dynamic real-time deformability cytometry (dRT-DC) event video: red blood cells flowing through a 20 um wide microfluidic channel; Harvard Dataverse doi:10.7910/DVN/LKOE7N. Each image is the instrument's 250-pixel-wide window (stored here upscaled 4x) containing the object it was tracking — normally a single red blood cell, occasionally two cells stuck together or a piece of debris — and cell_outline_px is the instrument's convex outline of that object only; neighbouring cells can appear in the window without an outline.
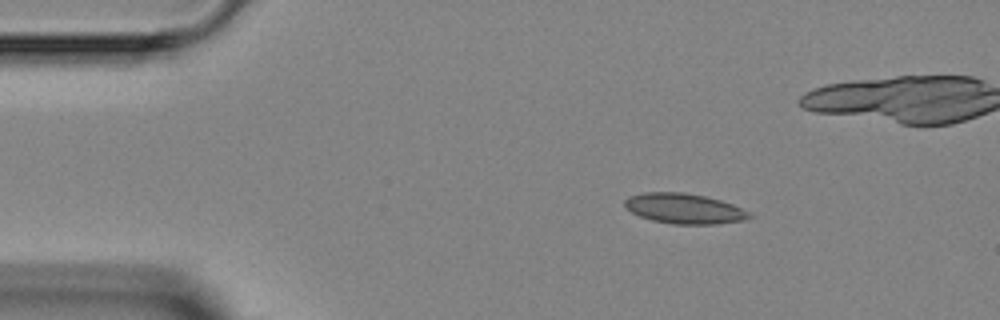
{"species": "Egyptian fruit bat (a non-hibernating species)", "species_latin": "Rousettus aegyptiacus", "temperature_condition": "room temperature", "stored_images_in_passage": 4, "camera_frame_rate_fps": 3000, "um_per_image_px": 0.085, "animal": {"sex": "female"}, "frame": {"image": 1, "passage_image": 1, "time_ms": 0.0, "image_size_px": [1000, 320], "cell_outline_px": [[752, 216], [748, 220], [716, 224], [672, 224], [652, 220], [640, 216], [624, 208], [624, 200], [628, 196], [644, 192], [684, 192], [704, 196], [720, 200], [732, 204], [748, 212]], "centroid_in_image_um": [58.13, 17.73], "position_along_channel_um": 26.9, "area_um2": 22.02}}
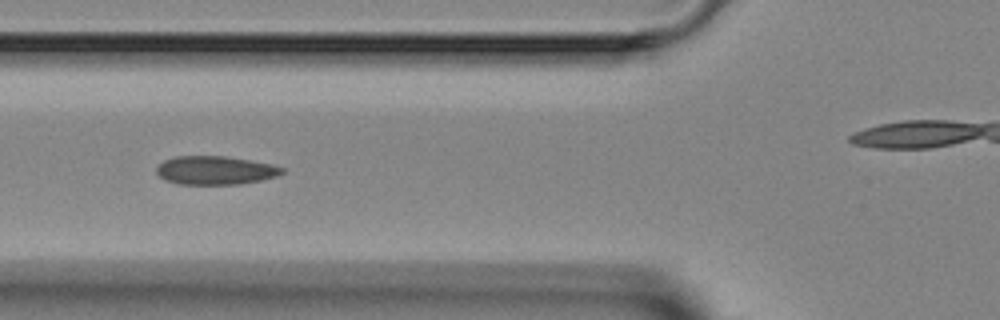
{"frame": {"image": 2, "passage_image": 4, "time_ms": 3.333, "image_size_px": [1000, 320], "cell_outline_px": [[284, 172], [276, 176], [260, 180], [240, 184], [180, 184], [168, 180], [160, 176], [156, 172], [156, 168], [164, 160], [176, 156], [228, 156], [272, 164], [284, 168]], "centroid_in_image_um": [18.32, 14.47], "position_along_channel_um": 107.5, "area_um2": 20.75}}